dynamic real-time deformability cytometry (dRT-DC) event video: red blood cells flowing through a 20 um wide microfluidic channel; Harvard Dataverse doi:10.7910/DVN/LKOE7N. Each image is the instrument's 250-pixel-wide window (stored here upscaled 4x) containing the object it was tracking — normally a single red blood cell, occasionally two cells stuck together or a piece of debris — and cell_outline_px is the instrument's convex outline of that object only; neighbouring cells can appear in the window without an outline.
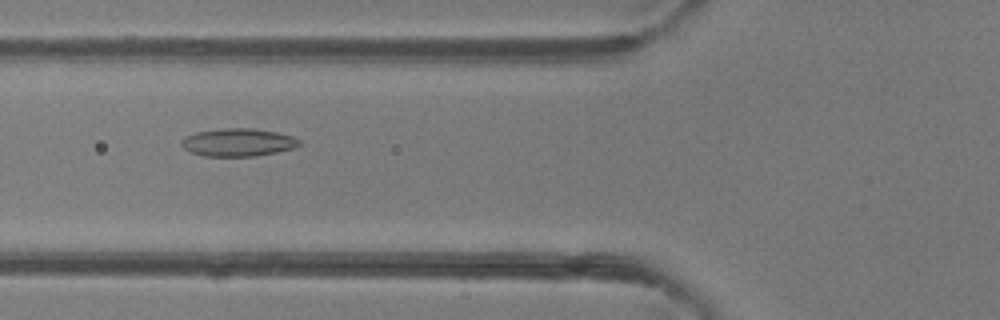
{"species": "common noctule bat (a hibernating species)", "species_latin": "Nyctalus noctula", "temperature_condition": "room temperature", "stored_images_in_passage": 33, "camera_frame_rate_fps": 3000, "um_per_image_px": 0.085, "animal": {"sex": "female"}, "frame": {"image": 1, "passage_image": 4, "time_ms": 1.0, "image_size_px": [1000, 320], "cell_outline_px": [[300, 144], [296, 148], [256, 156], [204, 156], [192, 152], [184, 148], [180, 144], [180, 140], [184, 136], [196, 132], [224, 128], [252, 128], [276, 132], [292, 136], [300, 140]], "centroid_in_image_um": [20.22, 12.1], "position_along_channel_um": 105.6, "area_um2": 19.19}}
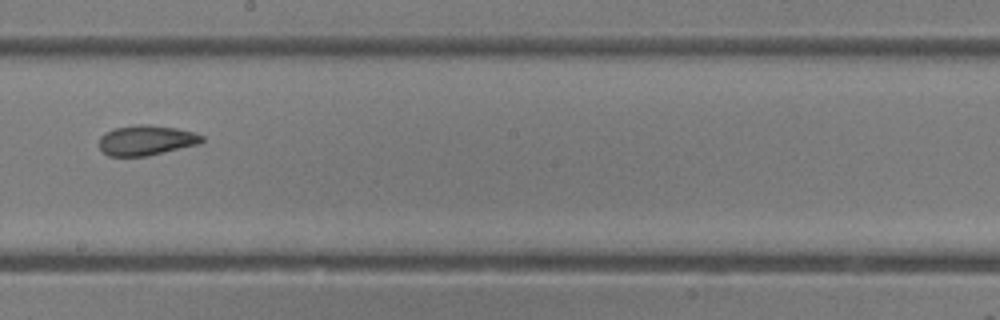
{"frame": {"image": 2, "passage_image": 13, "time_ms": 4.0, "image_size_px": [1000, 320], "cell_outline_px": [[204, 140], [200, 144], [148, 156], [108, 156], [100, 148], [100, 136], [104, 132], [116, 128], [140, 124], [148, 124], [176, 128], [192, 132], [204, 136]], "centroid_in_image_um": [12.45, 11.93], "position_along_channel_um": 235.8, "area_um2": 18.03}}
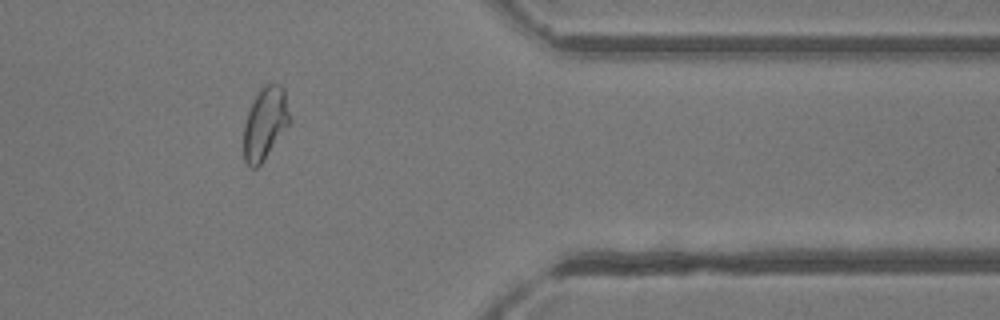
{"frame": {"image": 3, "passage_image": 25, "time_ms": 8.0, "image_size_px": [1000, 320], "cell_outline_px": [[292, 120], [260, 164], [256, 168], [252, 168], [244, 160], [244, 124], [248, 112], [256, 92], [264, 84], [280, 84], [284, 88]], "centroid_in_image_um": [22.54, 10.43], "position_along_channel_um": 388.9, "area_um2": 19.36}, "authors_computed_cell_mechanics": {"area_um2": 18.7272, "velocity_mm_per_s": 4.3391, "shape_relaxation_time_tau1_ms": null, "shape_relaxation_time_tau2_ms": 1.7792, "deformation_change_tau1": null, "deformation_change_tau2": 0.086}}